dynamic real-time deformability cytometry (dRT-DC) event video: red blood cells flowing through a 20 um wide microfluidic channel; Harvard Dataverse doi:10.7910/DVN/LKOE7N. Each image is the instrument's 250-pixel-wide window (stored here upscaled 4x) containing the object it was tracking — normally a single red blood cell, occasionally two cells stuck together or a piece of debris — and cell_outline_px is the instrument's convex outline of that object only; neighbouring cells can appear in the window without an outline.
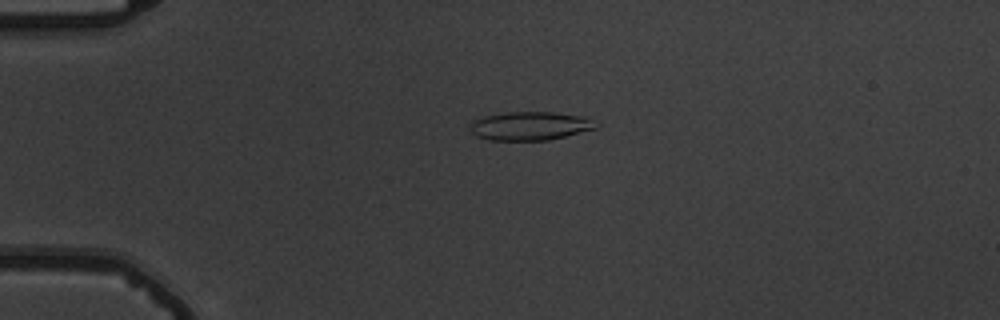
{"species": "common noctule bat (a hibernating species)", "species_latin": "Nyctalus noctula", "temperature_condition": "warm", "stored_images_in_passage": 55, "camera_frame_rate_fps": 3000, "um_per_image_px": 0.085, "animal": {"sex": "male", "body_mass_g": 19.5, "forearm_length_mm": 54.6}, "frame": {"image": 1, "passage_image": 14, "time_ms": 4.333, "image_size_px": [1000, 320], "cell_outline_px": [[600, 124], [596, 128], [548, 140], [492, 140], [476, 136], [468, 128], [472, 120], [484, 116], [508, 112], [552, 112], [580, 116], [600, 120]], "centroid_in_image_um": [45.07, 10.7], "position_along_channel_um": 39.9, "area_um2": 21.04}}
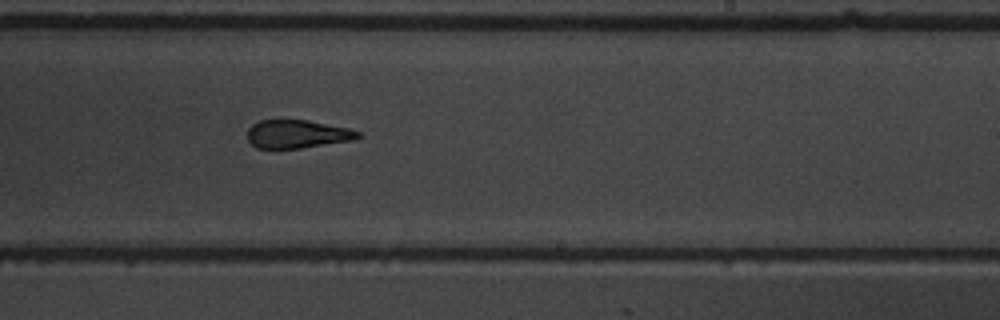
{"frame": {"image": 2, "passage_image": 35, "time_ms": 11.333, "image_size_px": [1000, 320], "cell_outline_px": [[360, 136], [352, 140], [300, 148], [256, 148], [248, 140], [248, 128], [252, 124], [260, 120], [280, 116], [308, 120], [348, 128], [360, 132]], "centroid_in_image_um": [25.19, 11.34], "position_along_channel_um": 263.8, "area_um2": 18.73}}
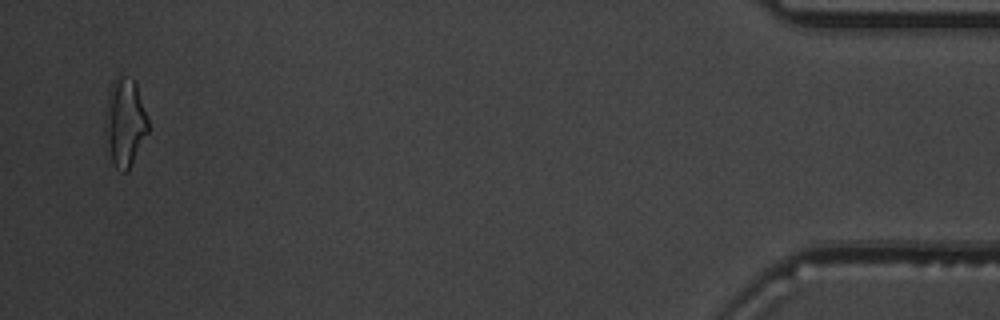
{"frame": {"image": 3, "passage_image": 54, "time_ms": 17.667, "image_size_px": [1000, 320], "cell_outline_px": [[148, 132], [132, 164], [124, 172], [116, 168], [112, 160], [108, 132], [108, 96], [112, 84], [120, 76], [124, 76], [132, 80], [136, 84], [148, 116]], "centroid_in_image_um": [10.7, 10.4], "position_along_channel_um": 424.5, "area_um2": 20.63}, "authors_computed_cell_mechanics": {"area_um2": 19.9988, "velocity_mm_per_s": 3.7406, "shape_relaxation_time_tau1_ms": null, "shape_relaxation_time_tau2_ms": 2.7881, "deformation_change_tau1": null, "deformation_change_tau2": 0.1293}}